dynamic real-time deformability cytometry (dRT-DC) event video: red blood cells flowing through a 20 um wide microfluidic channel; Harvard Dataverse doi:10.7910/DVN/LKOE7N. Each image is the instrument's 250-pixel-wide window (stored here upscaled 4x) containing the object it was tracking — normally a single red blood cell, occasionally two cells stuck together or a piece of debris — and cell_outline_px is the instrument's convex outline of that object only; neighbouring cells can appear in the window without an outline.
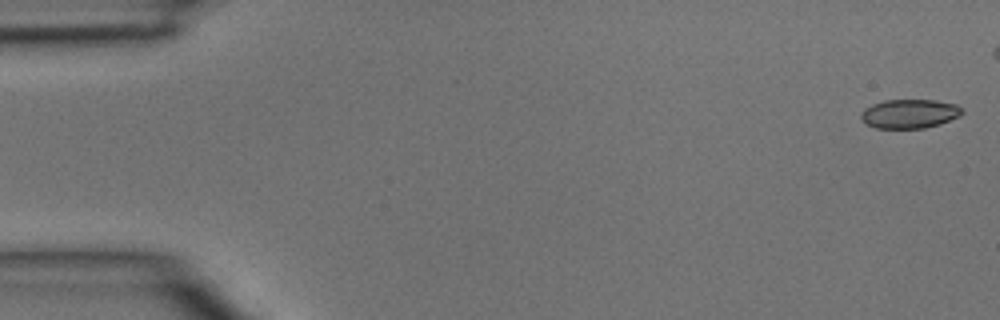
{"species": "common noctule bat (a hibernating species)", "species_latin": "Nyctalus noctula", "temperature_condition": "room temperature", "stored_images_in_passage": 3, "camera_frame_rate_fps": 3000, "um_per_image_px": 0.085, "animal": {"sex": "male", "body_mass_g": 15.6}, "frame": {"image": 1, "passage_image": 1, "time_ms": 0.0, "image_size_px": [1000, 320], "cell_outline_px": [[964, 112], [960, 116], [940, 124], [924, 128], [876, 128], [860, 120], [860, 116], [864, 108], [872, 104], [884, 100], [936, 100], [956, 104]], "centroid_in_image_um": [77.3, 9.66], "position_along_channel_um": 7.7, "area_um2": 17.17}}